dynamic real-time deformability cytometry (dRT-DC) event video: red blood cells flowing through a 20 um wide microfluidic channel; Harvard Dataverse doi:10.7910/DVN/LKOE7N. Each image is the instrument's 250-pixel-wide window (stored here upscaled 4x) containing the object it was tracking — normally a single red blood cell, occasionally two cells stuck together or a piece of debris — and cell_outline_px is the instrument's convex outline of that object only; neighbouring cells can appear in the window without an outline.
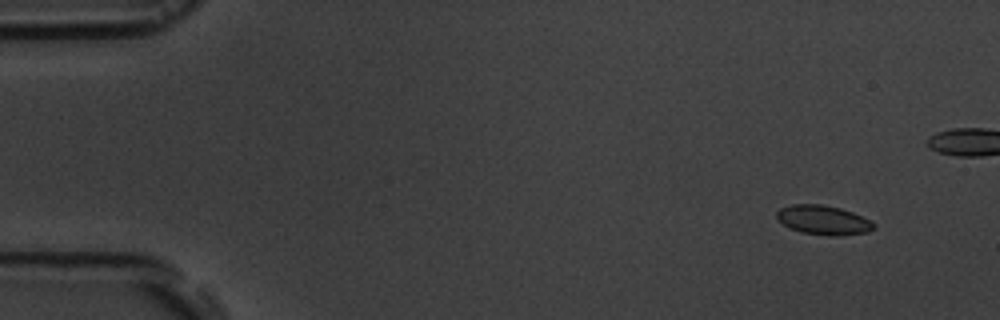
{"species": "common noctule bat (a hibernating species)", "species_latin": "Nyctalus noctula", "temperature_condition": "room temperature", "stored_images_in_passage": 10, "camera_frame_rate_fps": 3000, "um_per_image_px": 0.085, "animal": {"sex": "male", "body_mass_g": 19.5, "forearm_length_mm": 54.6}, "frame": {"image": 1, "passage_image": 2, "time_ms": 1.0, "image_size_px": [1000, 320], "cell_outline_px": [[876, 228], [868, 232], [836, 236], [832, 236], [804, 232], [788, 228], [776, 216], [776, 212], [780, 208], [792, 204], [820, 204], [840, 208], [852, 212], [876, 224]], "centroid_in_image_um": [69.99, 18.7], "position_along_channel_um": 15.0, "area_um2": 16.42}}